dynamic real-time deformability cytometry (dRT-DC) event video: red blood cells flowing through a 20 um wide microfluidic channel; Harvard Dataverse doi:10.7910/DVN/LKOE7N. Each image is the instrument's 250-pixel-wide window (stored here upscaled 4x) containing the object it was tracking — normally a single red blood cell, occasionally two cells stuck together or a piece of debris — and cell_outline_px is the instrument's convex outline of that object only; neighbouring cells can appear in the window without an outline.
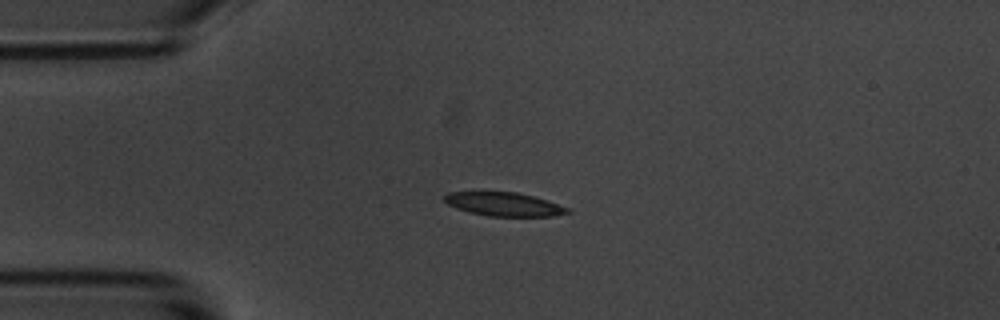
{"species": "common noctule bat (a hibernating species)", "species_latin": "Nyctalus noctula", "temperature_condition": "room temperature", "stored_images_in_passage": 4, "camera_frame_rate_fps": 3000, "um_per_image_px": 0.085, "animal": {"sex": "male", "body_mass_g": 20.1, "forearm_length_mm": 53.5}, "frame": {"image": 1, "passage_image": 3, "time_ms": 3.333, "image_size_px": [1000, 320], "cell_outline_px": [[572, 212], [552, 216], [488, 216], [468, 212], [456, 208], [448, 204], [444, 200], [444, 196], [448, 192], [516, 192], [548, 200], [568, 208]], "centroid_in_image_um": [42.83, 17.36], "position_along_channel_um": 42.2, "area_um2": 16.88}}